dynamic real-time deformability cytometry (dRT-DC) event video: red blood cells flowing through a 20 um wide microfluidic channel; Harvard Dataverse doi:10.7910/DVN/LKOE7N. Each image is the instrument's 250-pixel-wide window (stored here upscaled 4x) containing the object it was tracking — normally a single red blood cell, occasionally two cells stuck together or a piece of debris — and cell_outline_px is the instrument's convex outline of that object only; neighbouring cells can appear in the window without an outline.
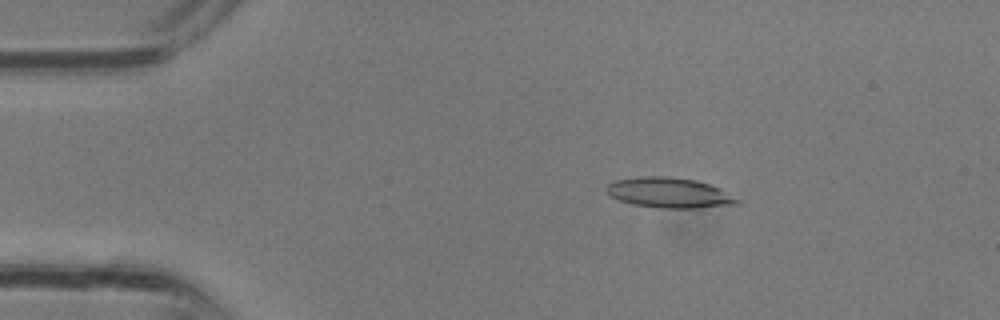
{"species": "common noctule bat (a hibernating species)", "species_latin": "Nyctalus noctula", "temperature_condition": "room temperature", "stored_images_in_passage": 13, "camera_frame_rate_fps": 3000, "um_per_image_px": 0.085, "animal": {"sex": "male", "body_mass_g": 13.3}, "frame": {"image": 1, "passage_image": 5, "time_ms": 1.333, "image_size_px": [1000, 320], "cell_outline_px": [[740, 204], [696, 208], [660, 208], [632, 204], [620, 200], [612, 196], [604, 188], [608, 184], [616, 180], [644, 176], [668, 176], [696, 180], [720, 188], [740, 200]], "centroid_in_image_um": [56.9, 16.38], "position_along_channel_um": 28.1, "area_um2": 22.95}}
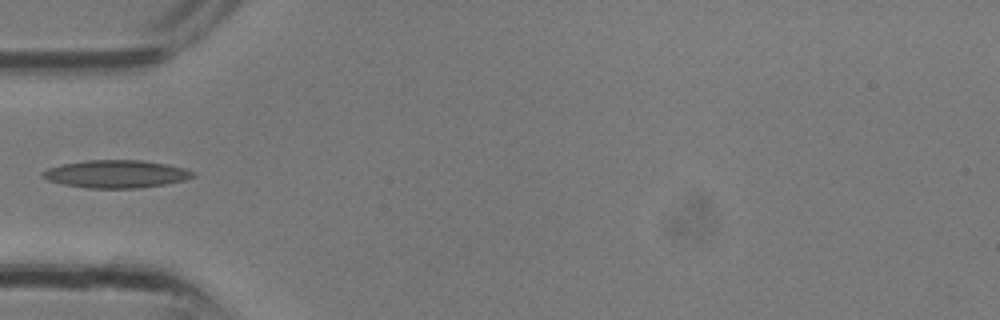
{"frame": {"image": 2, "passage_image": 10, "time_ms": 3.0, "image_size_px": [1000, 320], "cell_outline_px": [[196, 176], [184, 180], [164, 184], [140, 188], [88, 188], [64, 184], [48, 180], [40, 176], [40, 172], [48, 168], [64, 164], [84, 160], [144, 160], [168, 164], [184, 168], [196, 172]], "centroid_in_image_um": [9.89, 14.78], "position_along_channel_um": 75.1, "area_um2": 24.39}}
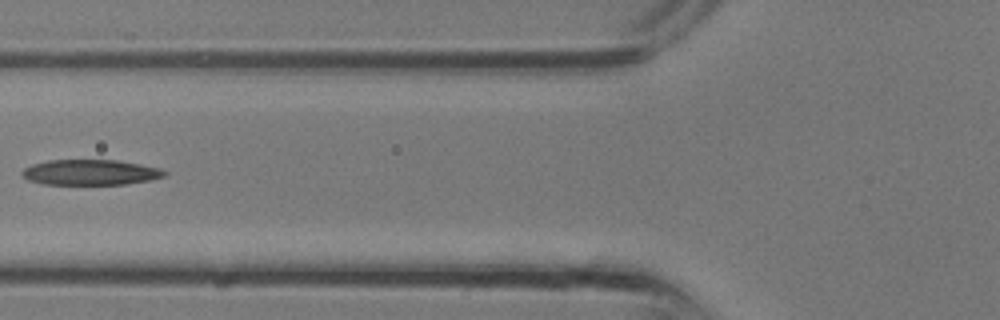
{"frame": {"image": 3, "passage_image": 12, "time_ms": 3.667, "image_size_px": [1000, 320], "cell_outline_px": [[168, 172], [164, 176], [152, 180], [124, 184], [44, 184], [28, 180], [20, 172], [24, 168], [32, 164], [48, 160], [120, 160], [160, 168]], "centroid_in_image_um": [7.7, 14.64], "position_along_channel_um": 118.1, "area_um2": 21.15}}